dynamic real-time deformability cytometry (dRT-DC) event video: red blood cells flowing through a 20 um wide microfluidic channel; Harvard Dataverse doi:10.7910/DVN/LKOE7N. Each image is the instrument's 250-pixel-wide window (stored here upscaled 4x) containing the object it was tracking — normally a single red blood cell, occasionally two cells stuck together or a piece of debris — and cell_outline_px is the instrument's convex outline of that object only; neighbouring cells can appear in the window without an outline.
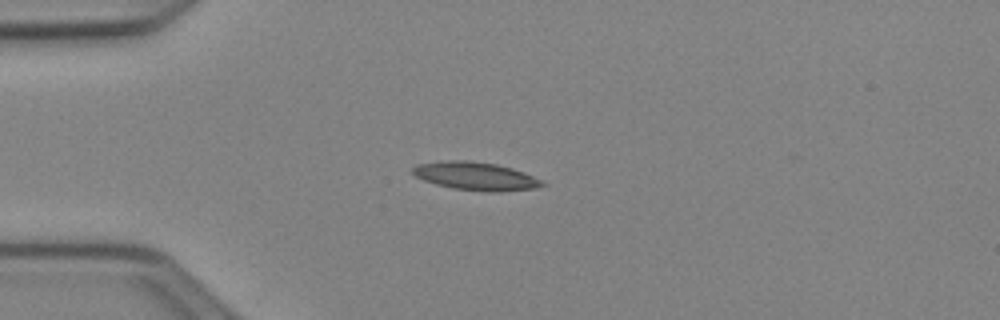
{"species": "Egyptian fruit bat (a non-hibernating species)", "species_latin": "Rousettus aegyptiacus", "temperature_condition": "cold", "stored_images_in_passage": 39, "camera_frame_rate_fps": 3000, "um_per_image_px": 0.085, "animal": {"sex": "female"}, "frame": {"image": 1, "passage_image": 1, "time_ms": 0.0, "image_size_px": [1000, 320], "cell_outline_px": [[548, 184], [536, 188], [452, 188], [436, 184], [424, 180], [416, 176], [412, 172], [412, 168], [416, 164], [440, 160], [468, 160], [496, 164], [512, 168], [524, 172]], "centroid_in_image_um": [40.31, 14.89], "position_along_channel_um": 44.7, "area_um2": 20.0}}
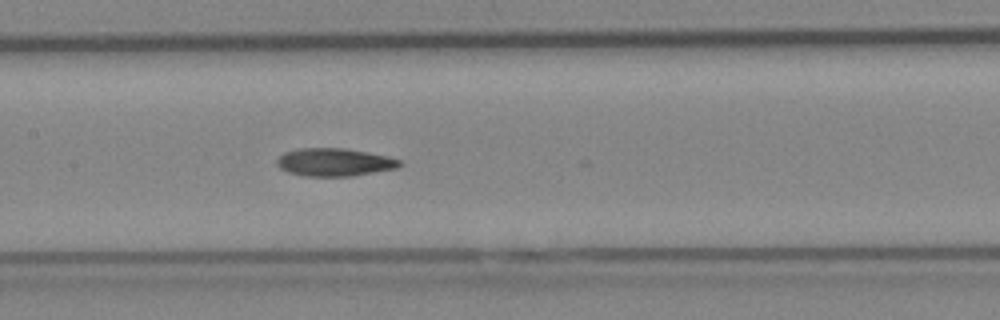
{"frame": {"image": 2, "passage_image": 13, "time_ms": 4.0, "image_size_px": [1000, 320], "cell_outline_px": [[404, 164], [396, 168], [352, 176], [304, 176], [288, 172], [280, 168], [276, 164], [276, 160], [284, 152], [300, 148], [344, 148], [368, 152], [388, 156], [400, 160]], "centroid_in_image_um": [28.42, 13.78], "position_along_channel_um": 179.0, "area_um2": 20.0}}
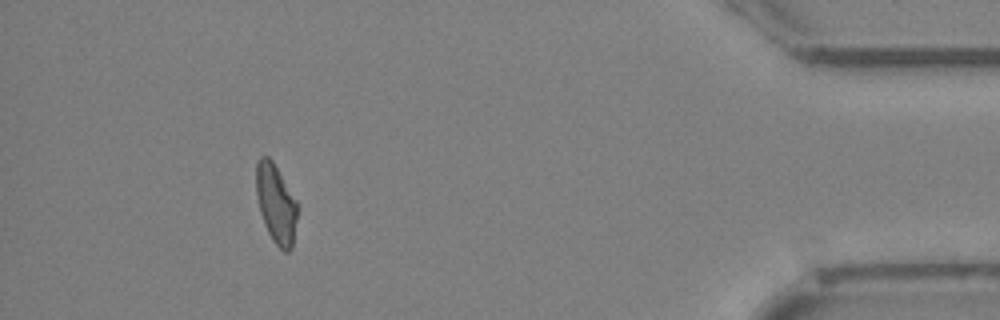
{"frame": {"image": 3, "passage_image": 35, "time_ms": 11.333, "image_size_px": [1000, 320], "cell_outline_px": [[296, 220], [292, 248], [288, 252], [284, 252], [272, 240], [264, 224], [260, 212], [256, 196], [256, 164], [260, 156], [268, 156], [272, 160], [296, 200]], "centroid_in_image_um": [23.43, 17.32], "position_along_channel_um": 411.8, "area_um2": 18.79}, "authors_computed_cell_mechanics": {"area_um2": 19.4786, "velocity_mm_per_s": 3.934, "shape_relaxation_time_tau1_ms": null, "shape_relaxation_time_tau2_ms": 5.4306, "deformation_change_tau1": null, "deformation_change_tau2": 0.1418}}